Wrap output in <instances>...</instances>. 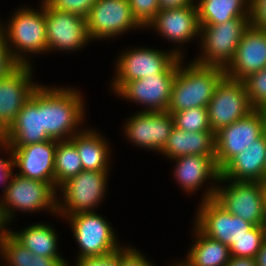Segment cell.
I'll list each match as a JSON object with an SVG mask.
<instances>
[{
    "mask_svg": "<svg viewBox=\"0 0 266 266\" xmlns=\"http://www.w3.org/2000/svg\"><path fill=\"white\" fill-rule=\"evenodd\" d=\"M80 91L69 88L40 85V111L43 130L57 141L69 140L85 116V104ZM69 135V136H68Z\"/></svg>",
    "mask_w": 266,
    "mask_h": 266,
    "instance_id": "cell-1",
    "label": "cell"
},
{
    "mask_svg": "<svg viewBox=\"0 0 266 266\" xmlns=\"http://www.w3.org/2000/svg\"><path fill=\"white\" fill-rule=\"evenodd\" d=\"M182 60L179 61L167 109L171 114L189 108L207 107L216 86L225 76L221 67L195 61L184 67Z\"/></svg>",
    "mask_w": 266,
    "mask_h": 266,
    "instance_id": "cell-2",
    "label": "cell"
},
{
    "mask_svg": "<svg viewBox=\"0 0 266 266\" xmlns=\"http://www.w3.org/2000/svg\"><path fill=\"white\" fill-rule=\"evenodd\" d=\"M41 3L38 11L32 8H20L13 14L12 19L10 18L8 25L0 24L10 53L19 65H30L26 58L27 52L42 54L48 51L44 1Z\"/></svg>",
    "mask_w": 266,
    "mask_h": 266,
    "instance_id": "cell-3",
    "label": "cell"
},
{
    "mask_svg": "<svg viewBox=\"0 0 266 266\" xmlns=\"http://www.w3.org/2000/svg\"><path fill=\"white\" fill-rule=\"evenodd\" d=\"M225 186L208 188L202 200L214 199L220 206L232 215L252 223L255 226H265L263 205V182H237L219 178V183Z\"/></svg>",
    "mask_w": 266,
    "mask_h": 266,
    "instance_id": "cell-4",
    "label": "cell"
},
{
    "mask_svg": "<svg viewBox=\"0 0 266 266\" xmlns=\"http://www.w3.org/2000/svg\"><path fill=\"white\" fill-rule=\"evenodd\" d=\"M249 26V18H233L225 23L200 25L202 55L193 61L225 69L233 60L236 48Z\"/></svg>",
    "mask_w": 266,
    "mask_h": 266,
    "instance_id": "cell-5",
    "label": "cell"
},
{
    "mask_svg": "<svg viewBox=\"0 0 266 266\" xmlns=\"http://www.w3.org/2000/svg\"><path fill=\"white\" fill-rule=\"evenodd\" d=\"M57 192L48 182L25 178L15 172L3 193V200L0 201V208L6 223H10L14 212L18 209L22 212L49 210L50 213L53 212L56 215L59 202L56 199Z\"/></svg>",
    "mask_w": 266,
    "mask_h": 266,
    "instance_id": "cell-6",
    "label": "cell"
},
{
    "mask_svg": "<svg viewBox=\"0 0 266 266\" xmlns=\"http://www.w3.org/2000/svg\"><path fill=\"white\" fill-rule=\"evenodd\" d=\"M108 174L82 170L75 177L65 181L58 188L61 194L63 193L64 202L57 203V214L67 217L81 212H93L106 195Z\"/></svg>",
    "mask_w": 266,
    "mask_h": 266,
    "instance_id": "cell-7",
    "label": "cell"
},
{
    "mask_svg": "<svg viewBox=\"0 0 266 266\" xmlns=\"http://www.w3.org/2000/svg\"><path fill=\"white\" fill-rule=\"evenodd\" d=\"M66 218L80 247L77 259L106 256L122 248L110 223L96 212H81Z\"/></svg>",
    "mask_w": 266,
    "mask_h": 266,
    "instance_id": "cell-8",
    "label": "cell"
},
{
    "mask_svg": "<svg viewBox=\"0 0 266 266\" xmlns=\"http://www.w3.org/2000/svg\"><path fill=\"white\" fill-rule=\"evenodd\" d=\"M175 49V50H174ZM173 51H161L152 48L129 49L118 57L116 75L112 90L116 92L125 82L139 80L146 76H158L164 72L178 57L183 58L179 48Z\"/></svg>",
    "mask_w": 266,
    "mask_h": 266,
    "instance_id": "cell-9",
    "label": "cell"
},
{
    "mask_svg": "<svg viewBox=\"0 0 266 266\" xmlns=\"http://www.w3.org/2000/svg\"><path fill=\"white\" fill-rule=\"evenodd\" d=\"M266 129V111L254 109L247 116L215 132V161L221 170L233 157L250 147Z\"/></svg>",
    "mask_w": 266,
    "mask_h": 266,
    "instance_id": "cell-10",
    "label": "cell"
},
{
    "mask_svg": "<svg viewBox=\"0 0 266 266\" xmlns=\"http://www.w3.org/2000/svg\"><path fill=\"white\" fill-rule=\"evenodd\" d=\"M211 130L220 128L247 116L254 108L247 95L245 84L226 75L220 80L207 106Z\"/></svg>",
    "mask_w": 266,
    "mask_h": 266,
    "instance_id": "cell-11",
    "label": "cell"
},
{
    "mask_svg": "<svg viewBox=\"0 0 266 266\" xmlns=\"http://www.w3.org/2000/svg\"><path fill=\"white\" fill-rule=\"evenodd\" d=\"M181 57H178L164 72L158 76H146L139 80L125 82L115 93L126 100L145 105L143 111H167L172 85Z\"/></svg>",
    "mask_w": 266,
    "mask_h": 266,
    "instance_id": "cell-12",
    "label": "cell"
},
{
    "mask_svg": "<svg viewBox=\"0 0 266 266\" xmlns=\"http://www.w3.org/2000/svg\"><path fill=\"white\" fill-rule=\"evenodd\" d=\"M90 39H107L142 26L133 17L129 0H98L86 18Z\"/></svg>",
    "mask_w": 266,
    "mask_h": 266,
    "instance_id": "cell-13",
    "label": "cell"
},
{
    "mask_svg": "<svg viewBox=\"0 0 266 266\" xmlns=\"http://www.w3.org/2000/svg\"><path fill=\"white\" fill-rule=\"evenodd\" d=\"M195 225L204 235L230 247L255 225L232 215L214 199L202 200Z\"/></svg>",
    "mask_w": 266,
    "mask_h": 266,
    "instance_id": "cell-14",
    "label": "cell"
},
{
    "mask_svg": "<svg viewBox=\"0 0 266 266\" xmlns=\"http://www.w3.org/2000/svg\"><path fill=\"white\" fill-rule=\"evenodd\" d=\"M48 51H76L91 41L86 18L58 11L44 2Z\"/></svg>",
    "mask_w": 266,
    "mask_h": 266,
    "instance_id": "cell-15",
    "label": "cell"
},
{
    "mask_svg": "<svg viewBox=\"0 0 266 266\" xmlns=\"http://www.w3.org/2000/svg\"><path fill=\"white\" fill-rule=\"evenodd\" d=\"M139 112L126 121L125 135L138 147L161 152L174 127L172 114L167 111Z\"/></svg>",
    "mask_w": 266,
    "mask_h": 266,
    "instance_id": "cell-16",
    "label": "cell"
},
{
    "mask_svg": "<svg viewBox=\"0 0 266 266\" xmlns=\"http://www.w3.org/2000/svg\"><path fill=\"white\" fill-rule=\"evenodd\" d=\"M32 65H18L0 79V127L6 131L39 84L32 81ZM38 84V85H37Z\"/></svg>",
    "mask_w": 266,
    "mask_h": 266,
    "instance_id": "cell-17",
    "label": "cell"
},
{
    "mask_svg": "<svg viewBox=\"0 0 266 266\" xmlns=\"http://www.w3.org/2000/svg\"><path fill=\"white\" fill-rule=\"evenodd\" d=\"M18 175L42 182L55 188V151L57 140H47L26 146H9Z\"/></svg>",
    "mask_w": 266,
    "mask_h": 266,
    "instance_id": "cell-18",
    "label": "cell"
},
{
    "mask_svg": "<svg viewBox=\"0 0 266 266\" xmlns=\"http://www.w3.org/2000/svg\"><path fill=\"white\" fill-rule=\"evenodd\" d=\"M266 68V31L252 26L245 31L235 56L224 69L225 75L243 81L247 76Z\"/></svg>",
    "mask_w": 266,
    "mask_h": 266,
    "instance_id": "cell-19",
    "label": "cell"
},
{
    "mask_svg": "<svg viewBox=\"0 0 266 266\" xmlns=\"http://www.w3.org/2000/svg\"><path fill=\"white\" fill-rule=\"evenodd\" d=\"M47 140H51V138L43 130L39 85L5 131L4 142L8 146H26Z\"/></svg>",
    "mask_w": 266,
    "mask_h": 266,
    "instance_id": "cell-20",
    "label": "cell"
},
{
    "mask_svg": "<svg viewBox=\"0 0 266 266\" xmlns=\"http://www.w3.org/2000/svg\"><path fill=\"white\" fill-rule=\"evenodd\" d=\"M148 27L154 28L160 36L173 43H187L199 36L197 5L193 3L172 9H161L145 28Z\"/></svg>",
    "mask_w": 266,
    "mask_h": 266,
    "instance_id": "cell-21",
    "label": "cell"
},
{
    "mask_svg": "<svg viewBox=\"0 0 266 266\" xmlns=\"http://www.w3.org/2000/svg\"><path fill=\"white\" fill-rule=\"evenodd\" d=\"M220 177L237 182H265V132L244 151L233 157L221 170Z\"/></svg>",
    "mask_w": 266,
    "mask_h": 266,
    "instance_id": "cell-22",
    "label": "cell"
},
{
    "mask_svg": "<svg viewBox=\"0 0 266 266\" xmlns=\"http://www.w3.org/2000/svg\"><path fill=\"white\" fill-rule=\"evenodd\" d=\"M173 160L176 161L174 178L187 193L196 192L208 179L219 182L220 170L212 156L187 155Z\"/></svg>",
    "mask_w": 266,
    "mask_h": 266,
    "instance_id": "cell-23",
    "label": "cell"
},
{
    "mask_svg": "<svg viewBox=\"0 0 266 266\" xmlns=\"http://www.w3.org/2000/svg\"><path fill=\"white\" fill-rule=\"evenodd\" d=\"M160 153L170 159L187 155L212 156L215 159V133L188 132L174 126Z\"/></svg>",
    "mask_w": 266,
    "mask_h": 266,
    "instance_id": "cell-24",
    "label": "cell"
},
{
    "mask_svg": "<svg viewBox=\"0 0 266 266\" xmlns=\"http://www.w3.org/2000/svg\"><path fill=\"white\" fill-rule=\"evenodd\" d=\"M70 140L75 144L82 161L83 170L109 172L110 152L105 137L96 130H83Z\"/></svg>",
    "mask_w": 266,
    "mask_h": 266,
    "instance_id": "cell-25",
    "label": "cell"
},
{
    "mask_svg": "<svg viewBox=\"0 0 266 266\" xmlns=\"http://www.w3.org/2000/svg\"><path fill=\"white\" fill-rule=\"evenodd\" d=\"M194 228L196 242L190 247L186 260L181 262L187 266H226L231 258L229 247Z\"/></svg>",
    "mask_w": 266,
    "mask_h": 266,
    "instance_id": "cell-26",
    "label": "cell"
},
{
    "mask_svg": "<svg viewBox=\"0 0 266 266\" xmlns=\"http://www.w3.org/2000/svg\"><path fill=\"white\" fill-rule=\"evenodd\" d=\"M196 5L199 25L220 24L250 15V0H199Z\"/></svg>",
    "mask_w": 266,
    "mask_h": 266,
    "instance_id": "cell-27",
    "label": "cell"
},
{
    "mask_svg": "<svg viewBox=\"0 0 266 266\" xmlns=\"http://www.w3.org/2000/svg\"><path fill=\"white\" fill-rule=\"evenodd\" d=\"M9 233L35 255L47 258H63L57 251L58 236L54 228L46 223L32 224L20 232L9 230Z\"/></svg>",
    "mask_w": 266,
    "mask_h": 266,
    "instance_id": "cell-28",
    "label": "cell"
},
{
    "mask_svg": "<svg viewBox=\"0 0 266 266\" xmlns=\"http://www.w3.org/2000/svg\"><path fill=\"white\" fill-rule=\"evenodd\" d=\"M83 170L75 144L69 140L57 141L55 151V189Z\"/></svg>",
    "mask_w": 266,
    "mask_h": 266,
    "instance_id": "cell-29",
    "label": "cell"
},
{
    "mask_svg": "<svg viewBox=\"0 0 266 266\" xmlns=\"http://www.w3.org/2000/svg\"><path fill=\"white\" fill-rule=\"evenodd\" d=\"M265 240L266 226H254L229 247L230 254L233 257L256 258Z\"/></svg>",
    "mask_w": 266,
    "mask_h": 266,
    "instance_id": "cell-30",
    "label": "cell"
},
{
    "mask_svg": "<svg viewBox=\"0 0 266 266\" xmlns=\"http://www.w3.org/2000/svg\"><path fill=\"white\" fill-rule=\"evenodd\" d=\"M174 126L188 132L212 131L207 107H196L174 112Z\"/></svg>",
    "mask_w": 266,
    "mask_h": 266,
    "instance_id": "cell-31",
    "label": "cell"
},
{
    "mask_svg": "<svg viewBox=\"0 0 266 266\" xmlns=\"http://www.w3.org/2000/svg\"><path fill=\"white\" fill-rule=\"evenodd\" d=\"M0 254L5 266H29L30 250L20 244L9 231L0 239Z\"/></svg>",
    "mask_w": 266,
    "mask_h": 266,
    "instance_id": "cell-32",
    "label": "cell"
},
{
    "mask_svg": "<svg viewBox=\"0 0 266 266\" xmlns=\"http://www.w3.org/2000/svg\"><path fill=\"white\" fill-rule=\"evenodd\" d=\"M243 82L252 107L266 111V68L247 76Z\"/></svg>",
    "mask_w": 266,
    "mask_h": 266,
    "instance_id": "cell-33",
    "label": "cell"
},
{
    "mask_svg": "<svg viewBox=\"0 0 266 266\" xmlns=\"http://www.w3.org/2000/svg\"><path fill=\"white\" fill-rule=\"evenodd\" d=\"M133 17L144 28L160 11L159 0H129Z\"/></svg>",
    "mask_w": 266,
    "mask_h": 266,
    "instance_id": "cell-34",
    "label": "cell"
},
{
    "mask_svg": "<svg viewBox=\"0 0 266 266\" xmlns=\"http://www.w3.org/2000/svg\"><path fill=\"white\" fill-rule=\"evenodd\" d=\"M50 8L87 18L98 0H43Z\"/></svg>",
    "mask_w": 266,
    "mask_h": 266,
    "instance_id": "cell-35",
    "label": "cell"
},
{
    "mask_svg": "<svg viewBox=\"0 0 266 266\" xmlns=\"http://www.w3.org/2000/svg\"><path fill=\"white\" fill-rule=\"evenodd\" d=\"M19 64L13 59L8 48L5 35L0 29V79L6 77Z\"/></svg>",
    "mask_w": 266,
    "mask_h": 266,
    "instance_id": "cell-36",
    "label": "cell"
},
{
    "mask_svg": "<svg viewBox=\"0 0 266 266\" xmlns=\"http://www.w3.org/2000/svg\"><path fill=\"white\" fill-rule=\"evenodd\" d=\"M250 26L266 31V0H250Z\"/></svg>",
    "mask_w": 266,
    "mask_h": 266,
    "instance_id": "cell-37",
    "label": "cell"
},
{
    "mask_svg": "<svg viewBox=\"0 0 266 266\" xmlns=\"http://www.w3.org/2000/svg\"><path fill=\"white\" fill-rule=\"evenodd\" d=\"M120 266H153L144 255L131 247L120 248Z\"/></svg>",
    "mask_w": 266,
    "mask_h": 266,
    "instance_id": "cell-38",
    "label": "cell"
},
{
    "mask_svg": "<svg viewBox=\"0 0 266 266\" xmlns=\"http://www.w3.org/2000/svg\"><path fill=\"white\" fill-rule=\"evenodd\" d=\"M76 266H120V249L106 256L77 259Z\"/></svg>",
    "mask_w": 266,
    "mask_h": 266,
    "instance_id": "cell-39",
    "label": "cell"
},
{
    "mask_svg": "<svg viewBox=\"0 0 266 266\" xmlns=\"http://www.w3.org/2000/svg\"><path fill=\"white\" fill-rule=\"evenodd\" d=\"M0 146V149L5 148L4 150L7 151V153H10V157H8L10 160L8 158L5 160L0 158V183H4L5 189L3 191L5 192L6 188L9 186L8 181H10L12 176L14 175V161L12 149L5 142H2ZM6 182H8V184H5Z\"/></svg>",
    "mask_w": 266,
    "mask_h": 266,
    "instance_id": "cell-40",
    "label": "cell"
},
{
    "mask_svg": "<svg viewBox=\"0 0 266 266\" xmlns=\"http://www.w3.org/2000/svg\"><path fill=\"white\" fill-rule=\"evenodd\" d=\"M64 258H47L41 255H35L30 251L29 266H69Z\"/></svg>",
    "mask_w": 266,
    "mask_h": 266,
    "instance_id": "cell-41",
    "label": "cell"
},
{
    "mask_svg": "<svg viewBox=\"0 0 266 266\" xmlns=\"http://www.w3.org/2000/svg\"><path fill=\"white\" fill-rule=\"evenodd\" d=\"M193 0H159V7L161 9H172L176 7L188 6L193 4Z\"/></svg>",
    "mask_w": 266,
    "mask_h": 266,
    "instance_id": "cell-42",
    "label": "cell"
},
{
    "mask_svg": "<svg viewBox=\"0 0 266 266\" xmlns=\"http://www.w3.org/2000/svg\"><path fill=\"white\" fill-rule=\"evenodd\" d=\"M226 266H257L255 258L233 257Z\"/></svg>",
    "mask_w": 266,
    "mask_h": 266,
    "instance_id": "cell-43",
    "label": "cell"
},
{
    "mask_svg": "<svg viewBox=\"0 0 266 266\" xmlns=\"http://www.w3.org/2000/svg\"><path fill=\"white\" fill-rule=\"evenodd\" d=\"M255 259L257 266H266V240L262 244L261 250L258 252Z\"/></svg>",
    "mask_w": 266,
    "mask_h": 266,
    "instance_id": "cell-44",
    "label": "cell"
},
{
    "mask_svg": "<svg viewBox=\"0 0 266 266\" xmlns=\"http://www.w3.org/2000/svg\"><path fill=\"white\" fill-rule=\"evenodd\" d=\"M5 227H7V223L3 217V214L0 208V239L9 231Z\"/></svg>",
    "mask_w": 266,
    "mask_h": 266,
    "instance_id": "cell-45",
    "label": "cell"
},
{
    "mask_svg": "<svg viewBox=\"0 0 266 266\" xmlns=\"http://www.w3.org/2000/svg\"><path fill=\"white\" fill-rule=\"evenodd\" d=\"M263 205H264V219H265V226H266V184L264 183L263 189Z\"/></svg>",
    "mask_w": 266,
    "mask_h": 266,
    "instance_id": "cell-46",
    "label": "cell"
},
{
    "mask_svg": "<svg viewBox=\"0 0 266 266\" xmlns=\"http://www.w3.org/2000/svg\"><path fill=\"white\" fill-rule=\"evenodd\" d=\"M5 131L0 127V140H4Z\"/></svg>",
    "mask_w": 266,
    "mask_h": 266,
    "instance_id": "cell-47",
    "label": "cell"
},
{
    "mask_svg": "<svg viewBox=\"0 0 266 266\" xmlns=\"http://www.w3.org/2000/svg\"><path fill=\"white\" fill-rule=\"evenodd\" d=\"M173 266H187V265L185 263H183V262L182 263H178L177 262V264L176 265L173 264Z\"/></svg>",
    "mask_w": 266,
    "mask_h": 266,
    "instance_id": "cell-48",
    "label": "cell"
}]
</instances>
